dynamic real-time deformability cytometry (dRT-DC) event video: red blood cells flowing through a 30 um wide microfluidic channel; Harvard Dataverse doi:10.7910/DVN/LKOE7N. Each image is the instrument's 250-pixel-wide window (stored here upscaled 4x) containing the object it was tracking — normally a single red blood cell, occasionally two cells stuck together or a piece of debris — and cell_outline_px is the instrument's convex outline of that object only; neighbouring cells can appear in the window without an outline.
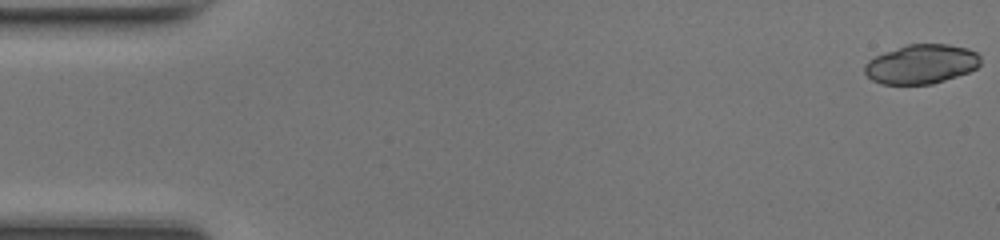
{"species": "common noctule bat (a hibernating species)", "species_latin": "Nyctalus noctula", "temperature_condition": "room temperature", "stored_images_in_passage": 48, "camera_frame_rate_fps": 3000, "um_per_image_px": 0.085, "animal": {"sex": "female", "body_mass_g": 17.0, "forearm_length_mm": 48.0}, "frame": {"image": 1, "passage_image": 1, "time_ms": 0.0, "image_size_px": [1000, 240], "cell_outline_px": [[980, 64], [976, 68], [968, 72], [932, 84], [880, 84], [872, 80], [864, 72], [864, 64], [868, 60], [884, 52], [904, 44], [948, 44], [968, 48], [976, 52], [980, 56]], "centroid_in_image_um": [78.29, 5.44], "position_along_channel_um": 6.7, "area_um2": 26.65}}
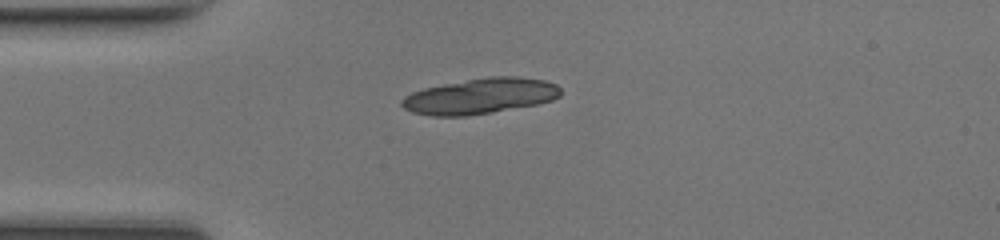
{"frame": {"image": 2, "passage_image": 13, "time_ms": 4.0, "image_size_px": [1000, 240], "cell_outline_px": [[560, 96], [552, 100], [536, 104], [492, 112], [464, 116], [432, 116], [412, 112], [404, 108], [400, 104], [400, 100], [404, 96], [412, 92], [424, 88], [444, 84], [488, 76], [516, 76], [544, 80], [556, 84], [560, 88]], "centroid_in_image_um": [40.8, 8.16], "position_along_channel_um": 44.2, "area_um2": 32.89}, "authors_computed_cell_mechanics": {"area_um2": 29.4202, "velocity_mm_per_s": 4.3018, "shape_relaxation_time_tau1_ms": 2.0981, "shape_relaxation_time_tau2_ms": 1.7991, "deformation_change_tau1": 0.326, "deformation_change_tau2": 0.0624}}